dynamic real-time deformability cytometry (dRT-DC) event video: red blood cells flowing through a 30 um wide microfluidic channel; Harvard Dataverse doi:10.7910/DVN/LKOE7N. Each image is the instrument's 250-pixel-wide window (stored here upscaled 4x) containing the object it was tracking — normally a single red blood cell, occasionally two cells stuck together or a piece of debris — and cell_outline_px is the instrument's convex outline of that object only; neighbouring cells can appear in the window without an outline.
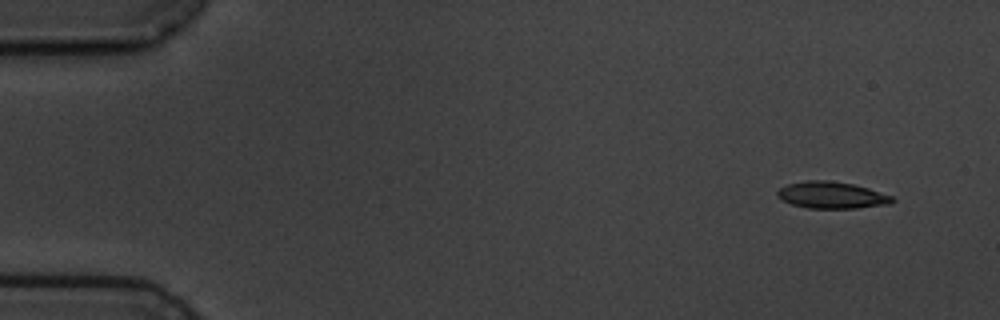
{"species": "common noctule bat (a hibernating species)", "species_latin": "Nyctalus noctula", "temperature_condition": "cold", "stored_images_in_passage": 7, "camera_frame_rate_fps": 3000, "um_per_image_px": 0.085, "animal": {"sex": "male", "body_mass_g": 19.5, "forearm_length_mm": 54.6}, "frame": {"image": 1, "passage_image": 2, "time_ms": 1.0, "image_size_px": [1000, 320], "cell_outline_px": [[896, 200], [892, 204], [856, 208], [808, 208], [792, 204], [776, 196], [776, 192], [780, 188], [788, 184], [808, 180], [828, 180], [852, 184], [868, 188], [892, 196]], "centroid_in_image_um": [70.72, 16.59], "position_along_channel_um": 14.3, "area_um2": 17.86}}
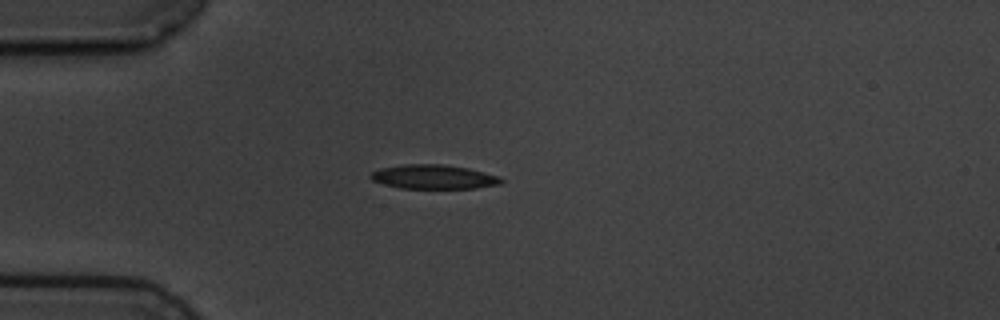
{"frame": {"image": 2, "passage_image": 5, "time_ms": 4.667, "image_size_px": [1000, 320], "cell_outline_px": [[504, 180], [500, 184], [476, 188], [400, 188], [384, 184], [372, 180], [368, 176], [372, 172], [380, 168], [404, 164], [444, 164], [468, 168], [500, 176]], "centroid_in_image_um": [36.86, 15.03], "position_along_channel_um": 48.1, "area_um2": 18.44}}
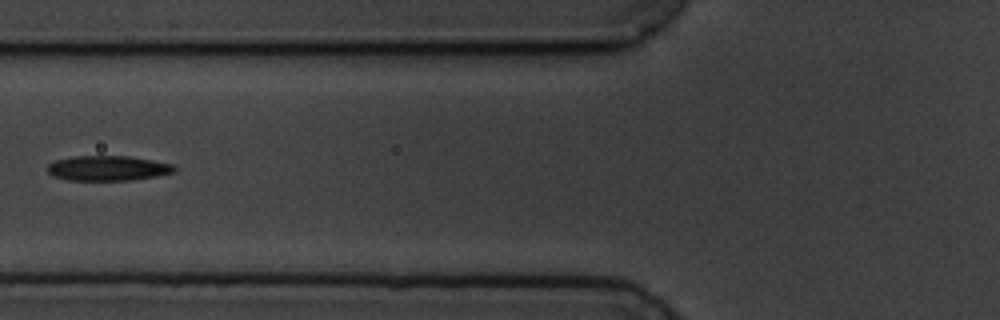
{"frame": {"image": 3, "passage_image": 7, "time_ms": 7.0, "image_size_px": [1000, 320], "cell_outline_px": [[176, 172], [156, 176], [132, 180], [68, 180], [52, 176], [48, 172], [48, 164], [56, 160], [72, 156], [128, 156], [152, 160], [172, 164], [176, 168]], "centroid_in_image_um": [9.16, 14.3], "position_along_channel_um": 116.6, "area_um2": 18.5}}